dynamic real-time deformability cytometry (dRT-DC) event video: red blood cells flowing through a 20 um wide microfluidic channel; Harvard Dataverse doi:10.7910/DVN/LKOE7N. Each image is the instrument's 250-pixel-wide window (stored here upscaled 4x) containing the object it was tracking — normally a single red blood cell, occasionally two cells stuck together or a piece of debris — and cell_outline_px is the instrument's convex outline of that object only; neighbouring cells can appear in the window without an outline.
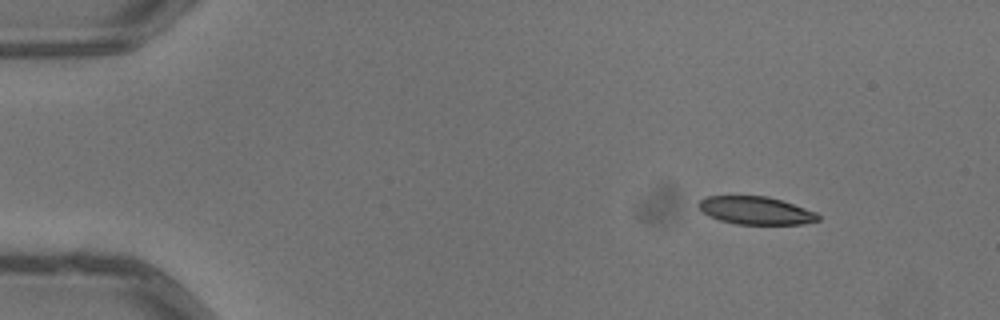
{"species": "common noctule bat (a hibernating species)", "species_latin": "Nyctalus noctula", "temperature_condition": "warm", "stored_images_in_passage": 5, "camera_frame_rate_fps": 3000, "um_per_image_px": 0.085, "animal": {"sex": "male", "body_mass_g": 13.3}, "frame": {"image": 1, "passage_image": 1, "time_ms": 0.0, "image_size_px": [1000, 320], "cell_outline_px": [[820, 220], [804, 224], [736, 224], [720, 220], [708, 216], [696, 204], [704, 196], [768, 196], [816, 212], [820, 216]], "centroid_in_image_um": [64.22, 17.89], "position_along_channel_um": 20.8, "area_um2": 19.36}}
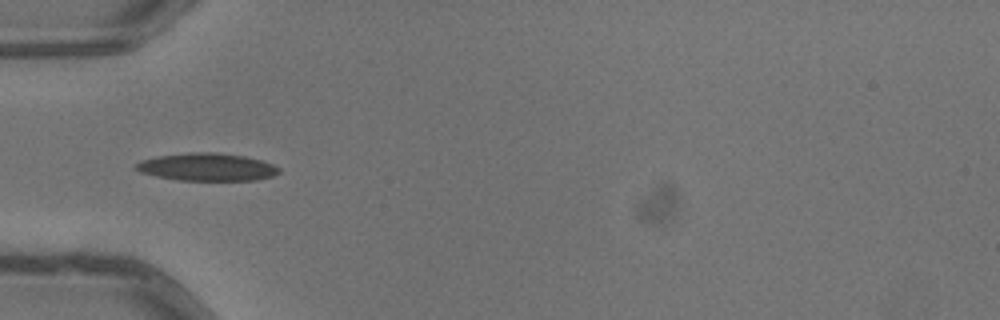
{"frame": {"image": 2, "passage_image": 4, "time_ms": 1.0, "image_size_px": [1000, 320], "cell_outline_px": [[280, 172], [272, 176], [256, 180], [176, 180], [156, 176], [140, 172], [132, 168], [140, 160], [160, 156], [188, 152], [212, 152], [244, 156], [260, 160], [272, 164], [280, 168]], "centroid_in_image_um": [17.56, 14.2], "position_along_channel_um": 67.4, "area_um2": 23.0}}
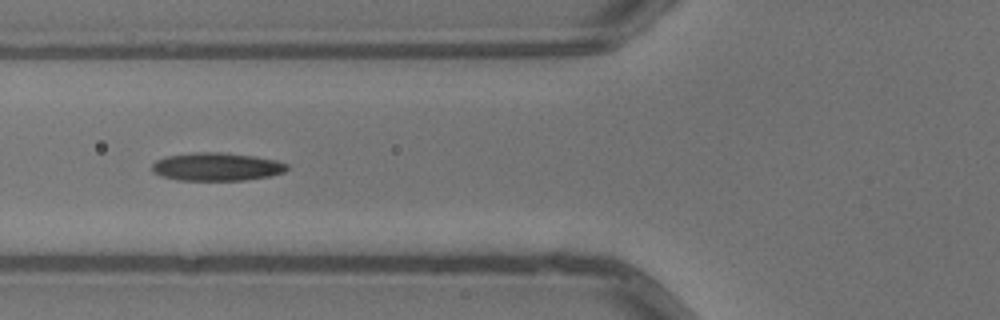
{"frame": {"image": 3, "passage_image": 5, "time_ms": 1.333, "image_size_px": [1000, 320], "cell_outline_px": [[288, 168], [284, 172], [272, 176], [244, 180], [180, 180], [160, 176], [152, 172], [152, 164], [156, 160], [168, 156], [192, 152], [224, 152], [252, 156], [276, 160], [288, 164]], "centroid_in_image_um": [18.41, 14.17], "position_along_channel_um": 107.4, "area_um2": 22.2}}